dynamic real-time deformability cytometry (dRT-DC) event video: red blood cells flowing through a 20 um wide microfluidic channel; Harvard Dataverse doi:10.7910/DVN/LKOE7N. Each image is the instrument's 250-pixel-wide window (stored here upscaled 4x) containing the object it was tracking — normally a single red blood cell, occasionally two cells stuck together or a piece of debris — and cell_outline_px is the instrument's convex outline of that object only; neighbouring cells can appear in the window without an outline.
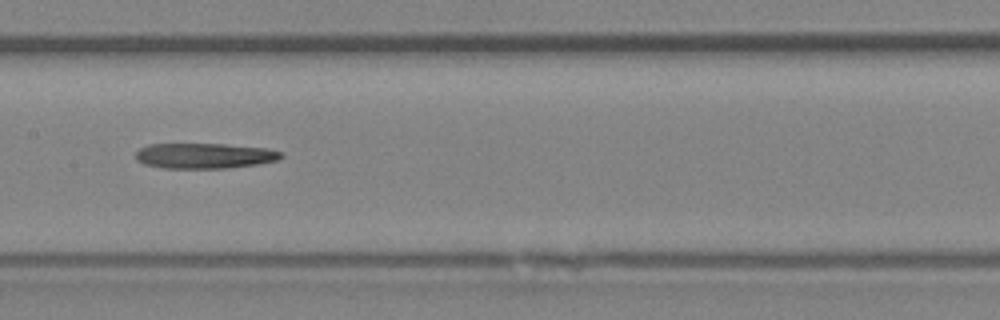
{"species": "Egyptian fruit bat (a non-hibernating species)", "species_latin": "Rousettus aegyptiacus", "temperature_condition": "room temperature", "stored_images_in_passage": 35, "camera_frame_rate_fps": 3000, "um_per_image_px": 0.085, "animal": {"sex": "female"}, "frame": {"image": 1, "passage_image": 11, "time_ms": 3.333, "image_size_px": [1000, 320], "cell_outline_px": [[284, 156], [276, 160], [260, 164], [228, 168], [164, 168], [144, 164], [136, 160], [136, 152], [140, 148], [148, 144], [224, 144], [268, 148], [280, 152]], "centroid_in_image_um": [17.38, 13.24], "position_along_channel_um": 190.0, "area_um2": 21.56}}